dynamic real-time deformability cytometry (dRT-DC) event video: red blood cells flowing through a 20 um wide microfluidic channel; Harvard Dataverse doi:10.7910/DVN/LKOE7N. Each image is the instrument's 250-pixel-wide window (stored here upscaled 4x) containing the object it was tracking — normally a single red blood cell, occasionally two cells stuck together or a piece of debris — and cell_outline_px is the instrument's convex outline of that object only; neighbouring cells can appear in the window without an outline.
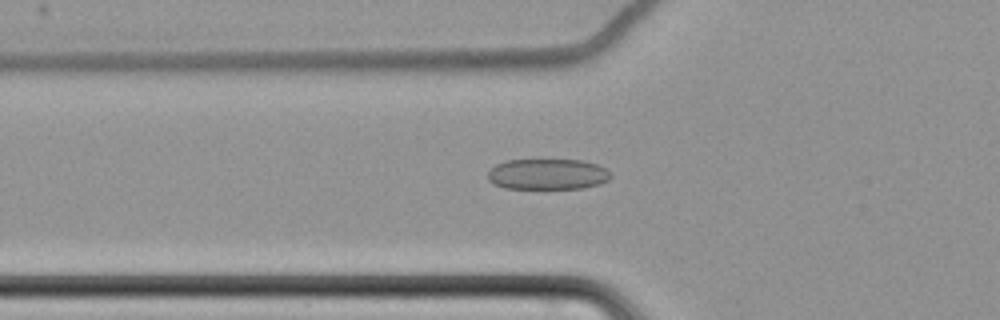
{"species": "common noctule bat (a hibernating species)", "species_latin": "Nyctalus noctula", "temperature_condition": "cold", "stored_images_in_passage": 63, "camera_frame_rate_fps": 3000, "um_per_image_px": 0.085, "animal": {"sex": "female", "body_mass_g": 22.7, "forearm_length_mm": 54.2}, "frame": {"image": 1, "passage_image": 25, "time_ms": 8.0, "image_size_px": [1000, 320], "cell_outline_px": [[612, 176], [608, 180], [600, 184], [584, 188], [504, 188], [488, 180], [488, 172], [496, 164], [504, 160], [584, 160], [596, 164], [604, 168]], "centroid_in_image_um": [46.55, 14.8], "position_along_channel_um": 79.3, "area_um2": 21.96}}
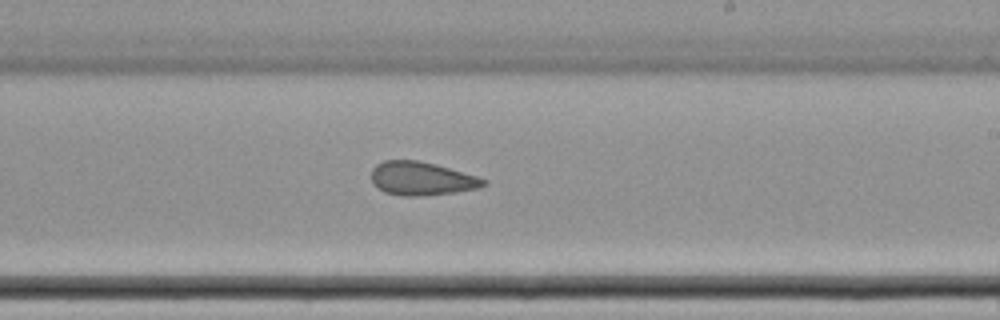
{"frame": {"image": 2, "passage_image": 40, "time_ms": 13.0, "image_size_px": [1000, 320], "cell_outline_px": [[488, 184], [480, 188], [456, 192], [424, 196], [404, 196], [384, 192], [376, 188], [372, 184], [372, 168], [376, 164], [384, 160], [416, 160], [436, 164], [476, 176], [488, 180]], "centroid_in_image_um": [35.83, 15.19], "position_along_channel_um": 253.2, "area_um2": 22.14}}
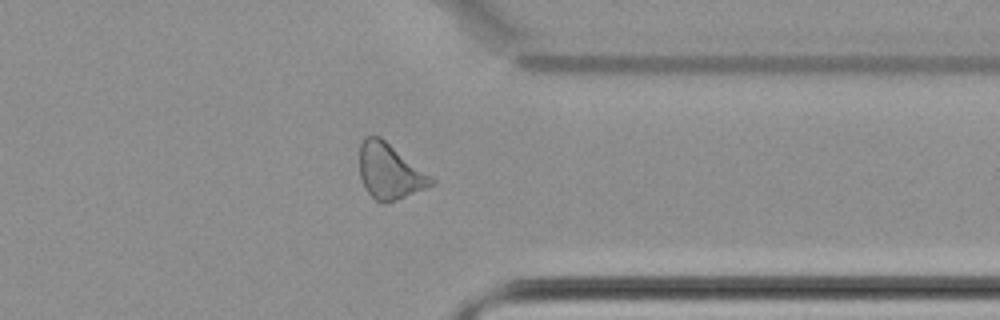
{"frame": {"image": 3, "passage_image": 51, "time_ms": 16.667, "image_size_px": [1000, 320], "cell_outline_px": [[436, 184], [396, 200], [384, 204], [376, 200], [364, 188], [360, 176], [360, 144], [364, 136], [380, 136], [436, 180]], "centroid_in_image_um": [33.11, 14.57], "position_along_channel_um": 378.3, "area_um2": 23.06}, "authors_computed_cell_mechanics": {"area_um2": 24.0448, "velocity_mm_per_s": 3.4917, "shape_relaxation_time_tau1_ms": 3.7543, "shape_relaxation_time_tau2_ms": 3.3758, "deformation_change_tau1": 0.0722, "deformation_change_tau2": 0.1109}}